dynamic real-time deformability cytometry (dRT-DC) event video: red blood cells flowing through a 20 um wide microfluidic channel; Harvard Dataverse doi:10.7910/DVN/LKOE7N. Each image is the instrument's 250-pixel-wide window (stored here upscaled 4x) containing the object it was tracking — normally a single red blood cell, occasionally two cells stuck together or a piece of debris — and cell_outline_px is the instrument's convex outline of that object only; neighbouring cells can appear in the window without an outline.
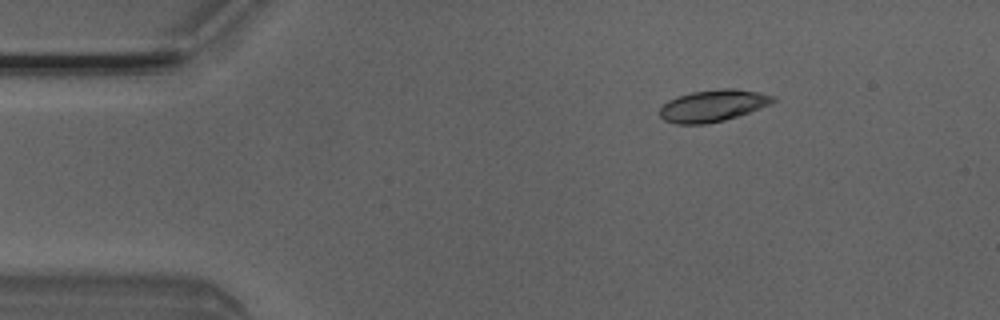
{"species": "Egyptian fruit bat (a non-hibernating species)", "species_latin": "Rousettus aegyptiacus", "temperature_condition": "room temperature", "stored_images_in_passage": 5, "camera_frame_rate_fps": 3000, "um_per_image_px": 0.085, "animal": {"sex": "male"}, "frame": {"image": 1, "passage_image": 3, "time_ms": 0.667, "image_size_px": [1000, 320], "cell_outline_px": [[776, 100], [772, 104], [724, 120], [704, 124], [676, 124], [664, 120], [660, 116], [660, 108], [668, 100], [676, 96], [692, 92], [720, 88], [736, 88], [776, 96]], "centroid_in_image_um": [60.59, 8.97], "position_along_channel_um": 24.4, "area_um2": 20.98}}